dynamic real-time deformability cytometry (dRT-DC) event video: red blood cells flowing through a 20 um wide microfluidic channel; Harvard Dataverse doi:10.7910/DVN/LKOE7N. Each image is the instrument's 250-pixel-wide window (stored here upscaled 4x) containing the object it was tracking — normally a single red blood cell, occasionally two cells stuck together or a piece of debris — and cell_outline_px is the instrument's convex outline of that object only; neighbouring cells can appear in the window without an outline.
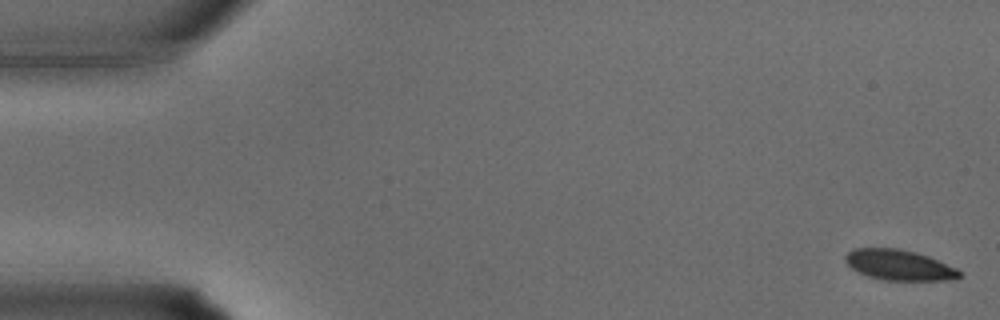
{"species": "common noctule bat (a hibernating species)", "species_latin": "Nyctalus noctula", "temperature_condition": "warm", "stored_images_in_passage": 34, "camera_frame_rate_fps": 3000, "um_per_image_px": 0.085, "animal": {"sex": "male", "body_mass_g": 15.6}, "frame": {"image": 1, "passage_image": 1, "time_ms": 0.0, "image_size_px": [1000, 320], "cell_outline_px": [[960, 276], [952, 280], [884, 280], [868, 276], [856, 272], [844, 260], [844, 256], [852, 248], [896, 248], [916, 252], [928, 256], [956, 268], [960, 272]], "centroid_in_image_um": [76.38, 22.52], "position_along_channel_um": 8.6, "area_um2": 20.23}}
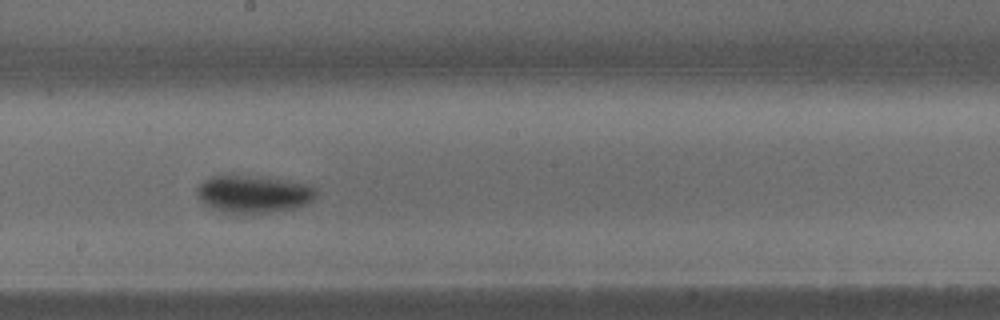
{"frame": {"image": 2, "passage_image": 19, "time_ms": 6.0, "image_size_px": [1000, 320], "cell_outline_px": [[316, 196], [308, 204], [296, 208], [252, 216], [232, 216], [212, 208], [204, 204], [200, 200], [196, 192], [196, 188], [204, 180], [212, 176], [240, 176], [288, 180], [308, 184], [316, 188]], "centroid_in_image_um": [21.54, 16.57], "position_along_channel_um": 226.7, "area_um2": 26.76}}
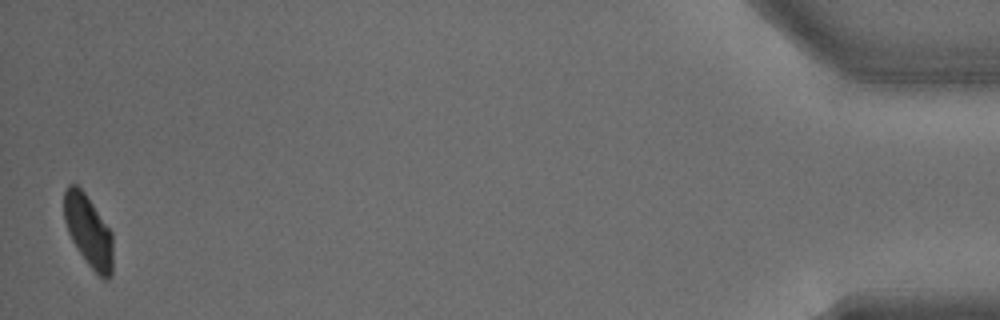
{"frame": {"image": 3, "passage_image": 34, "time_ms": 11.0, "image_size_px": [1000, 320], "cell_outline_px": [[112, 276], [108, 280], [104, 280], [88, 264], [72, 240], [68, 232], [64, 220], [64, 192], [68, 184], [76, 184], [84, 192], [112, 232]], "centroid_in_image_um": [7.52, 19.64], "position_along_channel_um": 427.7, "area_um2": 20.23}}